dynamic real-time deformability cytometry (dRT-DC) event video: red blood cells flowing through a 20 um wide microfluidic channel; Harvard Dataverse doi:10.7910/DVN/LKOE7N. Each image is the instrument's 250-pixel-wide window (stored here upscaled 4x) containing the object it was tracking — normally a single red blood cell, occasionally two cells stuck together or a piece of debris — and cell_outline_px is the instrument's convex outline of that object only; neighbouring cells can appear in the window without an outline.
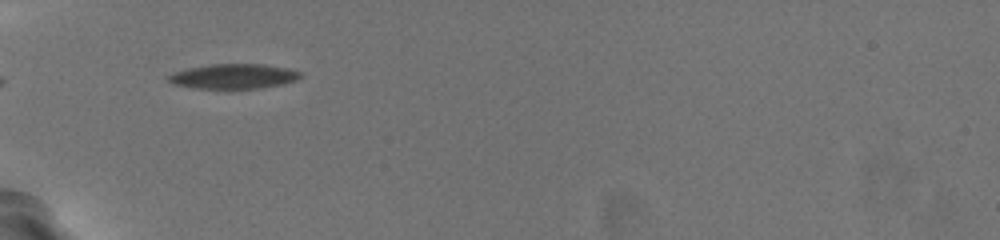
{"species": "common noctule bat (a hibernating species)", "species_latin": "Nyctalus noctula", "temperature_condition": "warm", "stored_images_in_passage": 4, "camera_frame_rate_fps": 3000, "um_per_image_px": 0.085, "animal": {"sex": "female", "body_mass_g": 19.5, "forearm_length_mm": 54.1}, "frame": {"image": 1, "passage_image": 1, "time_ms": 0.0, "image_size_px": [1000, 240], "cell_outline_px": [[300, 76], [292, 80], [280, 84], [256, 88], [200, 88], [176, 84], [168, 80], [168, 76], [176, 72], [192, 68], [216, 64], [260, 64], [284, 68], [300, 72]], "centroid_in_image_um": [19.84, 6.48], "position_along_channel_um": 65.2, "area_um2": 18.09}}